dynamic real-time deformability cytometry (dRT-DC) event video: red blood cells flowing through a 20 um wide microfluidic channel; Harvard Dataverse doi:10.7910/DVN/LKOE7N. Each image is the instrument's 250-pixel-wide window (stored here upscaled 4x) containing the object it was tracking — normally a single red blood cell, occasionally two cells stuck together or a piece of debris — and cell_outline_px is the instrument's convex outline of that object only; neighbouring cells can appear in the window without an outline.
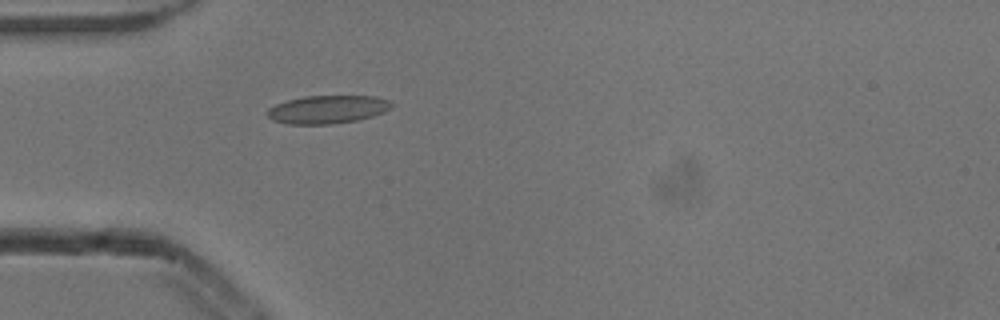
{"species": "common noctule bat (a hibernating species)", "species_latin": "Nyctalus noctula", "temperature_condition": "cold", "stored_images_in_passage": 4, "camera_frame_rate_fps": 3000, "um_per_image_px": 0.085, "animal": {"sex": "male", "body_mass_g": 13.3}, "frame": {"image": 1, "passage_image": 4, "time_ms": 1.0, "image_size_px": [1000, 320], "cell_outline_px": [[396, 104], [392, 108], [384, 112], [372, 116], [356, 120], [332, 124], [288, 124], [272, 120], [268, 116], [268, 108], [276, 104], [288, 100], [304, 96], [376, 96], [388, 100]], "centroid_in_image_um": [27.88, 9.3], "position_along_channel_um": 57.1, "area_um2": 20.4}}